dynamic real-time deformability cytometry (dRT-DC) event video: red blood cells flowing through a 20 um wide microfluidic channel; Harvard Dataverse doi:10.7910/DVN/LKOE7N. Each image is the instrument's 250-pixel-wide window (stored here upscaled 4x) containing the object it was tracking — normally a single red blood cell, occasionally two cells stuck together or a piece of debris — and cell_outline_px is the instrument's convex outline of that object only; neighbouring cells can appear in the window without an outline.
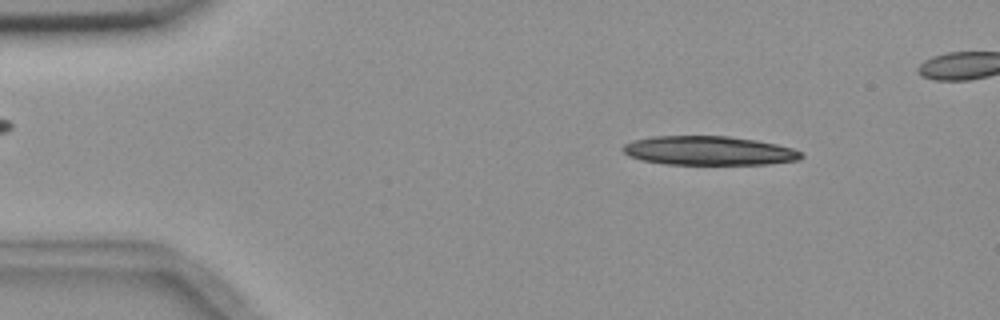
{"species": "common noctule bat (a hibernating species)", "species_latin": "Nyctalus noctula", "temperature_condition": "room temperature", "stored_images_in_passage": 5, "camera_frame_rate_fps": 3000, "um_per_image_px": 0.085, "animal": {"sex": "female", "body_mass_g": 18.4}, "frame": {"image": 1, "passage_image": 2, "time_ms": 1.333, "image_size_px": [1000, 320], "cell_outline_px": [[804, 156], [800, 160], [768, 164], [668, 164], [640, 160], [628, 156], [620, 148], [624, 144], [632, 140], [652, 136], [728, 136], [756, 140], [776, 144], [792, 148], [804, 152]], "centroid_in_image_um": [60.25, 12.8], "position_along_channel_um": 24.8, "area_um2": 30.4}}